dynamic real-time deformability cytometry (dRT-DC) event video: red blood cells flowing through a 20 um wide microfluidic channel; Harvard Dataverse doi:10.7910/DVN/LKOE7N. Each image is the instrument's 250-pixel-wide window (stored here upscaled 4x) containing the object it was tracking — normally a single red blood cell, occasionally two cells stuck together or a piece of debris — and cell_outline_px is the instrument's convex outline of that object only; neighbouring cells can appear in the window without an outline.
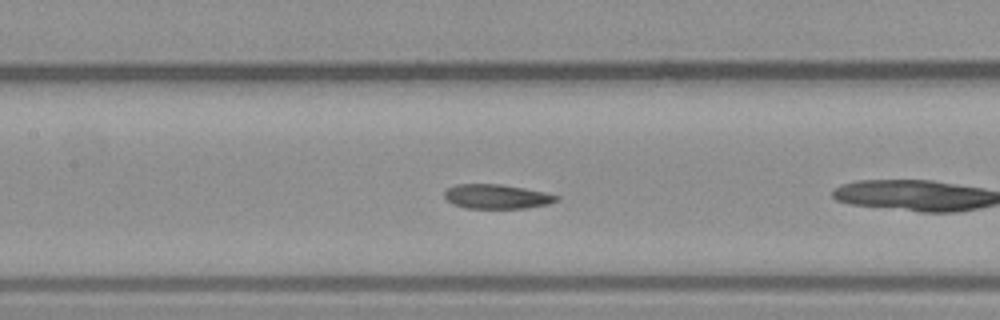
{"species": "common noctule bat (a hibernating species)", "species_latin": "Nyctalus noctula", "temperature_condition": "warm", "stored_images_in_passage": 17, "camera_frame_rate_fps": 3000, "um_per_image_px": 0.085, "animal": {"sex": "male", "body_mass_g": 23.1, "forearm_length_mm": 52.7}, "frame": {"image": 1, "passage_image": 10, "time_ms": 3.0, "image_size_px": [1000, 320], "cell_outline_px": [[560, 200], [548, 204], [524, 208], [464, 208], [452, 204], [444, 196], [444, 192], [448, 188], [456, 184], [500, 184], [524, 188], [544, 192], [560, 196]], "centroid_in_image_um": [42.22, 16.71], "position_along_channel_um": 165.2, "area_um2": 15.95}}